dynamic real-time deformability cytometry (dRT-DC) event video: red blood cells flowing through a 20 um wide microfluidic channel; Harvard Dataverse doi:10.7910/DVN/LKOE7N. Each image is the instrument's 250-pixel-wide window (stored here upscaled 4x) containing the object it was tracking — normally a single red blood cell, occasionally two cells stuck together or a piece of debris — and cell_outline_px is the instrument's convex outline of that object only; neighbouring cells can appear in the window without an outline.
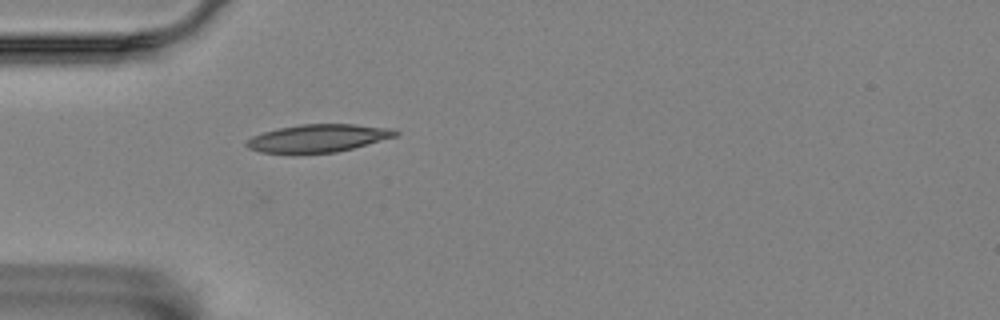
{"species": "Egyptian fruit bat (a non-hibernating species)", "species_latin": "Rousettus aegyptiacus", "temperature_condition": "room temperature", "stored_images_in_passage": 36, "camera_frame_rate_fps": 3000, "um_per_image_px": 0.085, "animal": {"sex": "female"}, "frame": {"image": 1, "passage_image": 2, "time_ms": 0.333, "image_size_px": [1000, 320], "cell_outline_px": [[400, 132], [396, 136], [352, 148], [336, 152], [292, 156], [260, 152], [248, 148], [244, 144], [252, 136], [264, 132], [280, 128], [300, 124], [352, 124], [392, 128]], "centroid_in_image_um": [26.97, 11.79], "position_along_channel_um": 58.0, "area_um2": 24.68}}
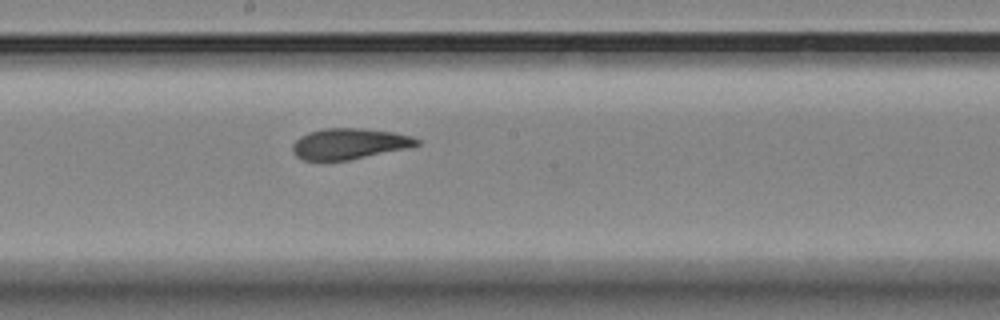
{"frame": {"image": 2, "passage_image": 16, "time_ms": 5.0, "image_size_px": [1000, 320], "cell_outline_px": [[420, 144], [408, 148], [348, 160], [304, 160], [296, 156], [292, 152], [292, 144], [300, 136], [308, 132], [324, 128], [364, 128], [392, 132], [412, 136], [420, 140]], "centroid_in_image_um": [29.68, 12.21], "position_along_channel_um": 218.5, "area_um2": 22.37}}
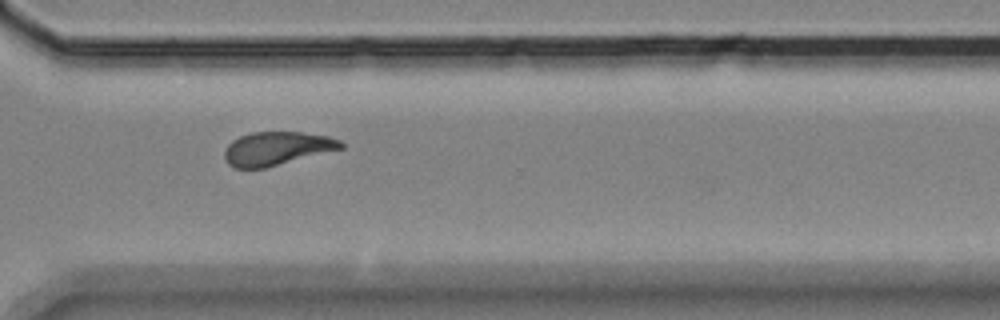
{"frame": {"image": 3, "passage_image": 27, "time_ms": 8.667, "image_size_px": [1000, 320], "cell_outline_px": [[344, 148], [264, 168], [236, 168], [228, 164], [224, 160], [224, 152], [228, 144], [232, 140], [240, 136], [252, 132], [300, 132], [328, 136], [340, 140], [344, 144]], "centroid_in_image_um": [23.51, 12.62], "position_along_channel_um": 347.1, "area_um2": 22.66}, "authors_computed_cell_mechanics": {"area_um2": 22.9755, "velocity_mm_per_s": 3.508, "shape_relaxation_time_tau1_ms": 5.3536, "shape_relaxation_time_tau2_ms": 1.8683, "deformation_change_tau1": 0.1626, "deformation_change_tau2": 0.0761}}